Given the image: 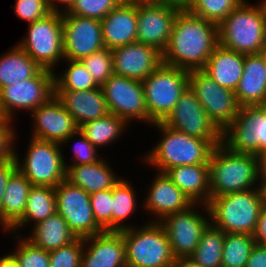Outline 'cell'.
I'll return each instance as SVG.
<instances>
[{"mask_svg":"<svg viewBox=\"0 0 266 267\" xmlns=\"http://www.w3.org/2000/svg\"><path fill=\"white\" fill-rule=\"evenodd\" d=\"M218 44V25L182 8L162 54L163 63L187 71L202 70Z\"/></svg>","mask_w":266,"mask_h":267,"instance_id":"1","label":"cell"},{"mask_svg":"<svg viewBox=\"0 0 266 267\" xmlns=\"http://www.w3.org/2000/svg\"><path fill=\"white\" fill-rule=\"evenodd\" d=\"M208 166L210 196L244 192L259 186L255 154L234 152L221 143L211 152Z\"/></svg>","mask_w":266,"mask_h":267,"instance_id":"2","label":"cell"},{"mask_svg":"<svg viewBox=\"0 0 266 267\" xmlns=\"http://www.w3.org/2000/svg\"><path fill=\"white\" fill-rule=\"evenodd\" d=\"M162 134L158 143L143 157V162L152 165L157 172L195 164H208L214 147L207 141L177 131L163 122L153 123Z\"/></svg>","mask_w":266,"mask_h":267,"instance_id":"3","label":"cell"},{"mask_svg":"<svg viewBox=\"0 0 266 267\" xmlns=\"http://www.w3.org/2000/svg\"><path fill=\"white\" fill-rule=\"evenodd\" d=\"M218 36L219 44L227 49L259 54L266 45V16L261 3L244 0L218 25Z\"/></svg>","mask_w":266,"mask_h":267,"instance_id":"4","label":"cell"},{"mask_svg":"<svg viewBox=\"0 0 266 267\" xmlns=\"http://www.w3.org/2000/svg\"><path fill=\"white\" fill-rule=\"evenodd\" d=\"M264 201L260 189L210 196V223L225 233L254 235Z\"/></svg>","mask_w":266,"mask_h":267,"instance_id":"5","label":"cell"},{"mask_svg":"<svg viewBox=\"0 0 266 267\" xmlns=\"http://www.w3.org/2000/svg\"><path fill=\"white\" fill-rule=\"evenodd\" d=\"M127 267H173L168 236L159 222L123 230Z\"/></svg>","mask_w":266,"mask_h":267,"instance_id":"6","label":"cell"},{"mask_svg":"<svg viewBox=\"0 0 266 267\" xmlns=\"http://www.w3.org/2000/svg\"><path fill=\"white\" fill-rule=\"evenodd\" d=\"M142 82L148 124L163 122L189 87V71L163 62Z\"/></svg>","mask_w":266,"mask_h":267,"instance_id":"7","label":"cell"},{"mask_svg":"<svg viewBox=\"0 0 266 267\" xmlns=\"http://www.w3.org/2000/svg\"><path fill=\"white\" fill-rule=\"evenodd\" d=\"M27 153L21 160L15 149L17 169L30 181L32 186L55 188L66 179V165L61 145L52 141L29 137Z\"/></svg>","mask_w":266,"mask_h":267,"instance_id":"8","label":"cell"},{"mask_svg":"<svg viewBox=\"0 0 266 267\" xmlns=\"http://www.w3.org/2000/svg\"><path fill=\"white\" fill-rule=\"evenodd\" d=\"M26 33L17 45L41 68L55 72L59 62L64 60L62 13L51 12L29 23Z\"/></svg>","mask_w":266,"mask_h":267,"instance_id":"9","label":"cell"},{"mask_svg":"<svg viewBox=\"0 0 266 267\" xmlns=\"http://www.w3.org/2000/svg\"><path fill=\"white\" fill-rule=\"evenodd\" d=\"M199 206L202 208L201 211ZM202 211H205V216ZM159 223L166 231L173 256L176 259L190 257L203 231L210 224V212L206 204L194 203L184 211L165 216Z\"/></svg>","mask_w":266,"mask_h":267,"instance_id":"10","label":"cell"},{"mask_svg":"<svg viewBox=\"0 0 266 267\" xmlns=\"http://www.w3.org/2000/svg\"><path fill=\"white\" fill-rule=\"evenodd\" d=\"M222 144L234 152L255 155L266 148V105L241 106L222 131Z\"/></svg>","mask_w":266,"mask_h":267,"instance_id":"11","label":"cell"},{"mask_svg":"<svg viewBox=\"0 0 266 267\" xmlns=\"http://www.w3.org/2000/svg\"><path fill=\"white\" fill-rule=\"evenodd\" d=\"M54 74L41 69L34 77L7 85L0 90V106L9 120L15 119L16 111H29L45 104L54 95Z\"/></svg>","mask_w":266,"mask_h":267,"instance_id":"12","label":"cell"},{"mask_svg":"<svg viewBox=\"0 0 266 267\" xmlns=\"http://www.w3.org/2000/svg\"><path fill=\"white\" fill-rule=\"evenodd\" d=\"M163 123L189 136L207 140L213 147L222 143V131L210 119L189 87Z\"/></svg>","mask_w":266,"mask_h":267,"instance_id":"13","label":"cell"},{"mask_svg":"<svg viewBox=\"0 0 266 267\" xmlns=\"http://www.w3.org/2000/svg\"><path fill=\"white\" fill-rule=\"evenodd\" d=\"M189 88L221 131L237 117L241 106L234 91L221 87L202 70L189 71Z\"/></svg>","mask_w":266,"mask_h":267,"instance_id":"14","label":"cell"},{"mask_svg":"<svg viewBox=\"0 0 266 267\" xmlns=\"http://www.w3.org/2000/svg\"><path fill=\"white\" fill-rule=\"evenodd\" d=\"M182 8L169 2L137 0V42L155 47L163 54Z\"/></svg>","mask_w":266,"mask_h":267,"instance_id":"15","label":"cell"},{"mask_svg":"<svg viewBox=\"0 0 266 267\" xmlns=\"http://www.w3.org/2000/svg\"><path fill=\"white\" fill-rule=\"evenodd\" d=\"M57 212L77 238L94 236L104 230L96 223L90 194L67 179L55 187Z\"/></svg>","mask_w":266,"mask_h":267,"instance_id":"16","label":"cell"},{"mask_svg":"<svg viewBox=\"0 0 266 267\" xmlns=\"http://www.w3.org/2000/svg\"><path fill=\"white\" fill-rule=\"evenodd\" d=\"M109 113L128 124L141 121L148 124L145 93L140 80L112 74L101 86Z\"/></svg>","mask_w":266,"mask_h":267,"instance_id":"17","label":"cell"},{"mask_svg":"<svg viewBox=\"0 0 266 267\" xmlns=\"http://www.w3.org/2000/svg\"><path fill=\"white\" fill-rule=\"evenodd\" d=\"M64 60L80 61L104 48L101 20L62 13Z\"/></svg>","mask_w":266,"mask_h":267,"instance_id":"18","label":"cell"},{"mask_svg":"<svg viewBox=\"0 0 266 267\" xmlns=\"http://www.w3.org/2000/svg\"><path fill=\"white\" fill-rule=\"evenodd\" d=\"M30 116L33 119L32 125H34L30 137L56 142L61 147L76 138L78 127L55 95L45 104L34 109Z\"/></svg>","mask_w":266,"mask_h":267,"instance_id":"19","label":"cell"},{"mask_svg":"<svg viewBox=\"0 0 266 267\" xmlns=\"http://www.w3.org/2000/svg\"><path fill=\"white\" fill-rule=\"evenodd\" d=\"M114 74L143 81L162 62V53L155 47L134 42L111 50Z\"/></svg>","mask_w":266,"mask_h":267,"instance_id":"20","label":"cell"},{"mask_svg":"<svg viewBox=\"0 0 266 267\" xmlns=\"http://www.w3.org/2000/svg\"><path fill=\"white\" fill-rule=\"evenodd\" d=\"M83 244L80 267H127L123 230L85 237Z\"/></svg>","mask_w":266,"mask_h":267,"instance_id":"21","label":"cell"},{"mask_svg":"<svg viewBox=\"0 0 266 267\" xmlns=\"http://www.w3.org/2000/svg\"><path fill=\"white\" fill-rule=\"evenodd\" d=\"M153 180L141 206L155 218L149 222H160L165 216L184 211L194 204L166 173L157 172Z\"/></svg>","mask_w":266,"mask_h":267,"instance_id":"22","label":"cell"},{"mask_svg":"<svg viewBox=\"0 0 266 267\" xmlns=\"http://www.w3.org/2000/svg\"><path fill=\"white\" fill-rule=\"evenodd\" d=\"M101 24L105 48L113 50L137 42V0H122Z\"/></svg>","mask_w":266,"mask_h":267,"instance_id":"23","label":"cell"},{"mask_svg":"<svg viewBox=\"0 0 266 267\" xmlns=\"http://www.w3.org/2000/svg\"><path fill=\"white\" fill-rule=\"evenodd\" d=\"M77 127L109 114L101 86L84 91H54Z\"/></svg>","mask_w":266,"mask_h":267,"instance_id":"24","label":"cell"},{"mask_svg":"<svg viewBox=\"0 0 266 267\" xmlns=\"http://www.w3.org/2000/svg\"><path fill=\"white\" fill-rule=\"evenodd\" d=\"M260 54L245 55L244 70L234 91L240 106L266 105V71Z\"/></svg>","mask_w":266,"mask_h":267,"instance_id":"25","label":"cell"},{"mask_svg":"<svg viewBox=\"0 0 266 267\" xmlns=\"http://www.w3.org/2000/svg\"><path fill=\"white\" fill-rule=\"evenodd\" d=\"M245 54L218 44L202 71L221 87L235 91L244 70Z\"/></svg>","mask_w":266,"mask_h":267,"instance_id":"26","label":"cell"},{"mask_svg":"<svg viewBox=\"0 0 266 267\" xmlns=\"http://www.w3.org/2000/svg\"><path fill=\"white\" fill-rule=\"evenodd\" d=\"M109 165L103 158L91 164L66 165V179L88 194L104 191L121 179Z\"/></svg>","mask_w":266,"mask_h":267,"instance_id":"27","label":"cell"},{"mask_svg":"<svg viewBox=\"0 0 266 267\" xmlns=\"http://www.w3.org/2000/svg\"><path fill=\"white\" fill-rule=\"evenodd\" d=\"M166 175L193 203H209L208 164L177 166L169 169Z\"/></svg>","mask_w":266,"mask_h":267,"instance_id":"28","label":"cell"},{"mask_svg":"<svg viewBox=\"0 0 266 267\" xmlns=\"http://www.w3.org/2000/svg\"><path fill=\"white\" fill-rule=\"evenodd\" d=\"M32 226L33 232L25 238L45 251L58 249L77 239L58 212Z\"/></svg>","mask_w":266,"mask_h":267,"instance_id":"29","label":"cell"},{"mask_svg":"<svg viewBox=\"0 0 266 267\" xmlns=\"http://www.w3.org/2000/svg\"><path fill=\"white\" fill-rule=\"evenodd\" d=\"M32 184L17 170L9 179L1 205V226L8 231L24 214Z\"/></svg>","mask_w":266,"mask_h":267,"instance_id":"30","label":"cell"},{"mask_svg":"<svg viewBox=\"0 0 266 267\" xmlns=\"http://www.w3.org/2000/svg\"><path fill=\"white\" fill-rule=\"evenodd\" d=\"M57 212L55 188L50 186H32L28 193L23 216L6 232L15 233L26 225H35ZM31 223V224H30Z\"/></svg>","mask_w":266,"mask_h":267,"instance_id":"31","label":"cell"},{"mask_svg":"<svg viewBox=\"0 0 266 267\" xmlns=\"http://www.w3.org/2000/svg\"><path fill=\"white\" fill-rule=\"evenodd\" d=\"M42 68L17 44L0 57V90L34 77Z\"/></svg>","mask_w":266,"mask_h":267,"instance_id":"32","label":"cell"},{"mask_svg":"<svg viewBox=\"0 0 266 267\" xmlns=\"http://www.w3.org/2000/svg\"><path fill=\"white\" fill-rule=\"evenodd\" d=\"M127 126L128 123L124 119L109 113L81 125L78 130L98 149L118 141Z\"/></svg>","mask_w":266,"mask_h":267,"instance_id":"33","label":"cell"},{"mask_svg":"<svg viewBox=\"0 0 266 267\" xmlns=\"http://www.w3.org/2000/svg\"><path fill=\"white\" fill-rule=\"evenodd\" d=\"M133 185L124 178L112 188V231H122L132 228V225L125 224V220L131 217L136 211L137 199Z\"/></svg>","mask_w":266,"mask_h":267,"instance_id":"34","label":"cell"},{"mask_svg":"<svg viewBox=\"0 0 266 267\" xmlns=\"http://www.w3.org/2000/svg\"><path fill=\"white\" fill-rule=\"evenodd\" d=\"M224 237L225 232L210 223L190 258L203 267H222Z\"/></svg>","mask_w":266,"mask_h":267,"instance_id":"35","label":"cell"},{"mask_svg":"<svg viewBox=\"0 0 266 267\" xmlns=\"http://www.w3.org/2000/svg\"><path fill=\"white\" fill-rule=\"evenodd\" d=\"M62 74H54V91H84L100 87L81 61L64 60Z\"/></svg>","mask_w":266,"mask_h":267,"instance_id":"36","label":"cell"},{"mask_svg":"<svg viewBox=\"0 0 266 267\" xmlns=\"http://www.w3.org/2000/svg\"><path fill=\"white\" fill-rule=\"evenodd\" d=\"M255 245L254 236L245 233H225L221 255L222 267H246Z\"/></svg>","mask_w":266,"mask_h":267,"instance_id":"37","label":"cell"},{"mask_svg":"<svg viewBox=\"0 0 266 267\" xmlns=\"http://www.w3.org/2000/svg\"><path fill=\"white\" fill-rule=\"evenodd\" d=\"M244 0H193L186 8L194 15L219 25Z\"/></svg>","mask_w":266,"mask_h":267,"instance_id":"38","label":"cell"},{"mask_svg":"<svg viewBox=\"0 0 266 267\" xmlns=\"http://www.w3.org/2000/svg\"><path fill=\"white\" fill-rule=\"evenodd\" d=\"M15 234L18 239L16 248L11 253L17 260L19 267H50L49 251L36 247L23 235Z\"/></svg>","mask_w":266,"mask_h":267,"instance_id":"39","label":"cell"},{"mask_svg":"<svg viewBox=\"0 0 266 267\" xmlns=\"http://www.w3.org/2000/svg\"><path fill=\"white\" fill-rule=\"evenodd\" d=\"M80 61L99 86H102L114 73L112 52L108 48L104 47Z\"/></svg>","mask_w":266,"mask_h":267,"instance_id":"40","label":"cell"},{"mask_svg":"<svg viewBox=\"0 0 266 267\" xmlns=\"http://www.w3.org/2000/svg\"><path fill=\"white\" fill-rule=\"evenodd\" d=\"M96 223L104 231H112V188L90 194Z\"/></svg>","mask_w":266,"mask_h":267,"instance_id":"41","label":"cell"},{"mask_svg":"<svg viewBox=\"0 0 266 267\" xmlns=\"http://www.w3.org/2000/svg\"><path fill=\"white\" fill-rule=\"evenodd\" d=\"M83 250V238H77L66 246L49 251L50 267H80Z\"/></svg>","mask_w":266,"mask_h":267,"instance_id":"42","label":"cell"},{"mask_svg":"<svg viewBox=\"0 0 266 267\" xmlns=\"http://www.w3.org/2000/svg\"><path fill=\"white\" fill-rule=\"evenodd\" d=\"M122 0H76L69 14L102 20Z\"/></svg>","mask_w":266,"mask_h":267,"instance_id":"43","label":"cell"},{"mask_svg":"<svg viewBox=\"0 0 266 267\" xmlns=\"http://www.w3.org/2000/svg\"><path fill=\"white\" fill-rule=\"evenodd\" d=\"M14 5L15 15L28 24L51 13L48 0H16Z\"/></svg>","mask_w":266,"mask_h":267,"instance_id":"44","label":"cell"},{"mask_svg":"<svg viewBox=\"0 0 266 267\" xmlns=\"http://www.w3.org/2000/svg\"><path fill=\"white\" fill-rule=\"evenodd\" d=\"M76 137L79 141H75L73 145V154L71 158H73V162L67 165H85L98 162L101 158L99 157V152H97V148H95L88 139L78 130L76 132Z\"/></svg>","mask_w":266,"mask_h":267,"instance_id":"45","label":"cell"},{"mask_svg":"<svg viewBox=\"0 0 266 267\" xmlns=\"http://www.w3.org/2000/svg\"><path fill=\"white\" fill-rule=\"evenodd\" d=\"M14 120L5 119L0 122V163L12 160L15 158V140L17 135L14 130Z\"/></svg>","mask_w":266,"mask_h":267,"instance_id":"46","label":"cell"},{"mask_svg":"<svg viewBox=\"0 0 266 267\" xmlns=\"http://www.w3.org/2000/svg\"><path fill=\"white\" fill-rule=\"evenodd\" d=\"M17 162L14 159L0 163V225H1V205L4 191L10 177L17 171Z\"/></svg>","mask_w":266,"mask_h":267,"instance_id":"47","label":"cell"},{"mask_svg":"<svg viewBox=\"0 0 266 267\" xmlns=\"http://www.w3.org/2000/svg\"><path fill=\"white\" fill-rule=\"evenodd\" d=\"M246 267H266V246L255 243L250 252Z\"/></svg>","mask_w":266,"mask_h":267,"instance_id":"48","label":"cell"},{"mask_svg":"<svg viewBox=\"0 0 266 267\" xmlns=\"http://www.w3.org/2000/svg\"><path fill=\"white\" fill-rule=\"evenodd\" d=\"M253 236L256 244L266 246V204L261 209Z\"/></svg>","mask_w":266,"mask_h":267,"instance_id":"49","label":"cell"},{"mask_svg":"<svg viewBox=\"0 0 266 267\" xmlns=\"http://www.w3.org/2000/svg\"><path fill=\"white\" fill-rule=\"evenodd\" d=\"M75 1L76 0H48V5L51 12L65 13L71 9ZM58 3L60 4V6L58 5ZM60 7H64V9H60Z\"/></svg>","mask_w":266,"mask_h":267,"instance_id":"50","label":"cell"},{"mask_svg":"<svg viewBox=\"0 0 266 267\" xmlns=\"http://www.w3.org/2000/svg\"><path fill=\"white\" fill-rule=\"evenodd\" d=\"M0 267H19V264L11 253H7L0 257Z\"/></svg>","mask_w":266,"mask_h":267,"instance_id":"51","label":"cell"},{"mask_svg":"<svg viewBox=\"0 0 266 267\" xmlns=\"http://www.w3.org/2000/svg\"><path fill=\"white\" fill-rule=\"evenodd\" d=\"M173 267H203V266L196 263L190 257H182V258L176 259Z\"/></svg>","mask_w":266,"mask_h":267,"instance_id":"52","label":"cell"},{"mask_svg":"<svg viewBox=\"0 0 266 267\" xmlns=\"http://www.w3.org/2000/svg\"><path fill=\"white\" fill-rule=\"evenodd\" d=\"M257 162L259 166V172L266 171V148L260 150L257 154Z\"/></svg>","mask_w":266,"mask_h":267,"instance_id":"53","label":"cell"},{"mask_svg":"<svg viewBox=\"0 0 266 267\" xmlns=\"http://www.w3.org/2000/svg\"><path fill=\"white\" fill-rule=\"evenodd\" d=\"M258 187L260 189L261 197L264 201V204H266V171L260 172Z\"/></svg>","mask_w":266,"mask_h":267,"instance_id":"54","label":"cell"},{"mask_svg":"<svg viewBox=\"0 0 266 267\" xmlns=\"http://www.w3.org/2000/svg\"><path fill=\"white\" fill-rule=\"evenodd\" d=\"M148 1H153V2H169L173 4L180 5L184 8V0H148Z\"/></svg>","mask_w":266,"mask_h":267,"instance_id":"55","label":"cell"},{"mask_svg":"<svg viewBox=\"0 0 266 267\" xmlns=\"http://www.w3.org/2000/svg\"><path fill=\"white\" fill-rule=\"evenodd\" d=\"M259 54L262 56V58H263V60H264V63H265V67H266V45H265V47L261 50V52H260ZM265 71H266V69H265Z\"/></svg>","mask_w":266,"mask_h":267,"instance_id":"56","label":"cell"},{"mask_svg":"<svg viewBox=\"0 0 266 267\" xmlns=\"http://www.w3.org/2000/svg\"><path fill=\"white\" fill-rule=\"evenodd\" d=\"M6 119L5 115L2 112L1 106H0V122H3Z\"/></svg>","mask_w":266,"mask_h":267,"instance_id":"57","label":"cell"},{"mask_svg":"<svg viewBox=\"0 0 266 267\" xmlns=\"http://www.w3.org/2000/svg\"><path fill=\"white\" fill-rule=\"evenodd\" d=\"M261 3V5L263 6L264 8V11H265V16H266V0H261L259 1Z\"/></svg>","mask_w":266,"mask_h":267,"instance_id":"58","label":"cell"},{"mask_svg":"<svg viewBox=\"0 0 266 267\" xmlns=\"http://www.w3.org/2000/svg\"><path fill=\"white\" fill-rule=\"evenodd\" d=\"M193 0H184V8H186Z\"/></svg>","mask_w":266,"mask_h":267,"instance_id":"59","label":"cell"}]
</instances>
